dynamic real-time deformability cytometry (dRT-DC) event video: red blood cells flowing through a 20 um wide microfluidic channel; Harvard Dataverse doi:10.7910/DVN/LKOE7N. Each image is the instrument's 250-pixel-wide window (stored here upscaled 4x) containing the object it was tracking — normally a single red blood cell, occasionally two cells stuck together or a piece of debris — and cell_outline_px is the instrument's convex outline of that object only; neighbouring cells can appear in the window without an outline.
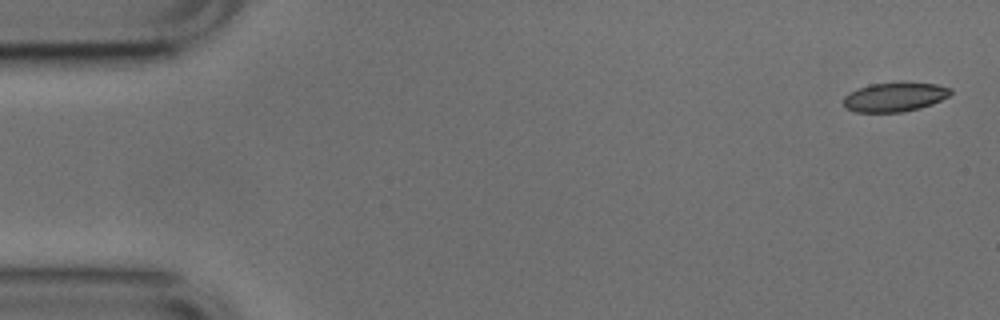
{"species": "common noctule bat (a hibernating species)", "species_latin": "Nyctalus noctula", "temperature_condition": "cold", "stored_images_in_passage": 5, "camera_frame_rate_fps": 3000, "um_per_image_px": 0.085, "animal": {"sex": "male", "body_mass_g": 17.9, "forearm_length_mm": 54.2}, "frame": {"image": 1, "passage_image": 1, "time_ms": 0.0, "image_size_px": [1000, 320], "cell_outline_px": [[952, 92], [948, 96], [932, 104], [920, 108], [904, 112], [856, 112], [844, 108], [844, 96], [856, 88], [872, 84], [904, 80], [936, 84], [952, 88]], "centroid_in_image_um": [76.06, 8.21], "position_along_channel_um": 8.9, "area_um2": 18.79}}
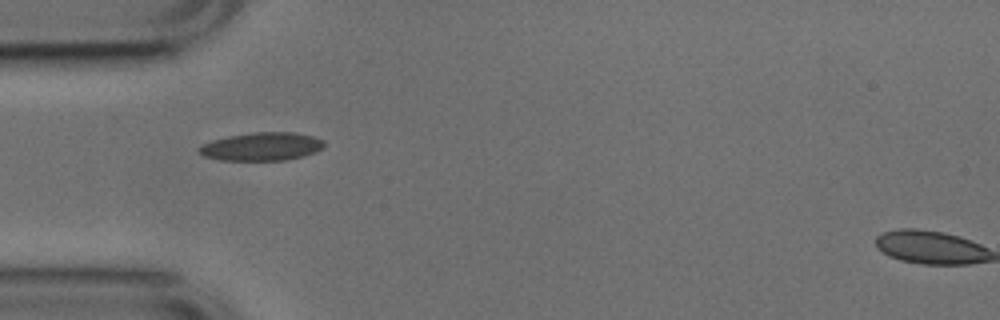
{"frame": {"image": 2, "passage_image": 5, "time_ms": 1.333, "image_size_px": [1000, 320], "cell_outline_px": [[324, 148], [316, 152], [284, 160], [220, 160], [204, 156], [196, 148], [212, 140], [228, 136], [252, 132], [296, 132], [312, 136], [324, 140]], "centroid_in_image_um": [22.25, 12.44], "position_along_channel_um": 62.7, "area_um2": 20.52}}